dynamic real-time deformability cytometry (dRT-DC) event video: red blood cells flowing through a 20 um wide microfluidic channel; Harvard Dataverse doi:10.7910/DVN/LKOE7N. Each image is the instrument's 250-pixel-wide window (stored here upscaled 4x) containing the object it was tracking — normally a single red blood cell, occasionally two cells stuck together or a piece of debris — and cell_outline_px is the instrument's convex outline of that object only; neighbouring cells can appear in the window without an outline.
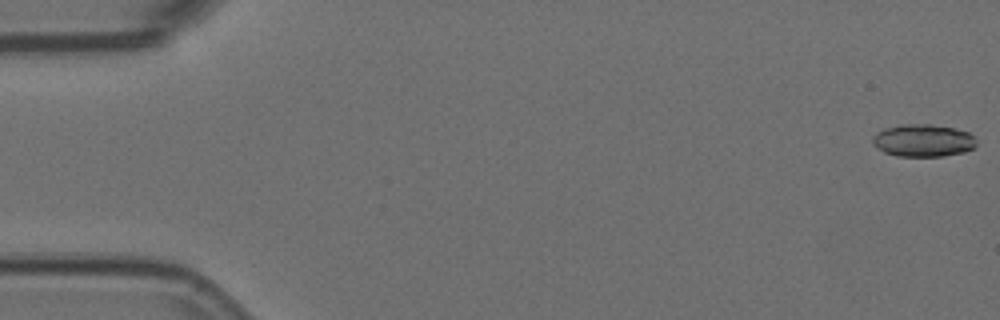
{"species": "Egyptian fruit bat (a non-hibernating species)", "species_latin": "Rousettus aegyptiacus", "temperature_condition": "room temperature", "stored_images_in_passage": 55, "camera_frame_rate_fps": 3000, "um_per_image_px": 0.085, "animal": {"sex": "female"}, "frame": {"image": 1, "passage_image": 1, "time_ms": 0.0, "image_size_px": [1000, 320], "cell_outline_px": [[976, 144], [972, 148], [964, 152], [944, 156], [896, 156], [884, 152], [872, 144], [872, 136], [876, 132], [884, 128], [900, 124], [928, 124], [952, 128], [968, 132], [976, 140]], "centroid_in_image_um": [78.42, 11.94], "position_along_channel_um": 6.6, "area_um2": 19.65}}
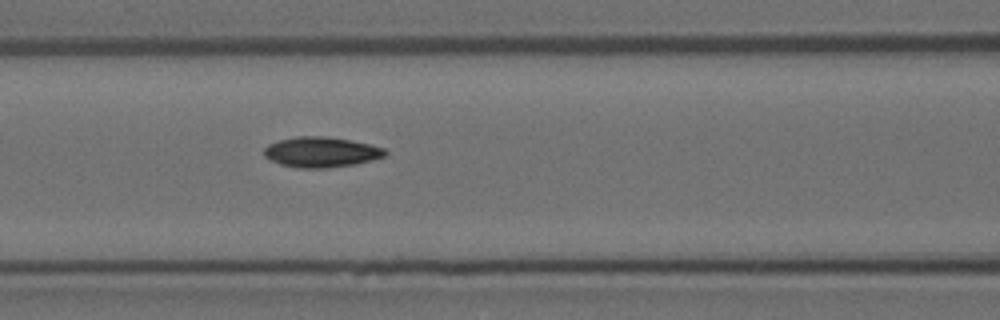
{"frame": {"image": 2, "passage_image": 24, "time_ms": 7.667, "image_size_px": [1000, 320], "cell_outline_px": [[388, 152], [384, 156], [372, 160], [356, 164], [328, 168], [296, 168], [280, 164], [264, 156], [264, 148], [268, 144], [280, 140], [296, 136], [324, 136], [348, 140], [368, 144], [384, 148]], "centroid_in_image_um": [27.29, 12.93], "position_along_channel_um": 139.3, "area_um2": 21.33}}
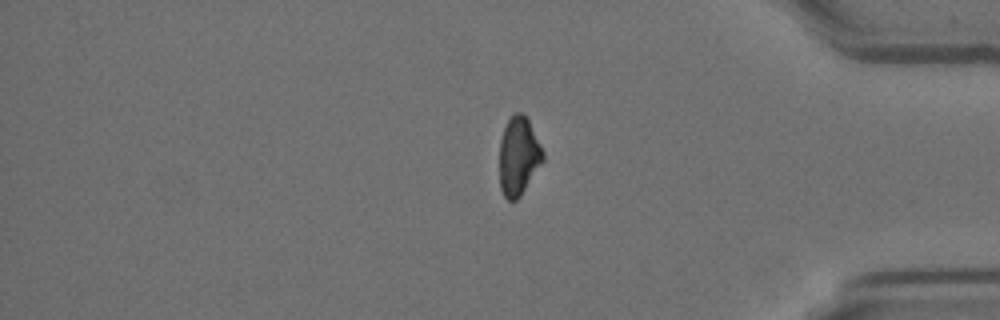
{"frame": {"image": 3, "passage_image": 47, "time_ms": 15.333, "image_size_px": [1000, 320], "cell_outline_px": [[544, 160], [520, 196], [516, 200], [508, 200], [504, 196], [500, 188], [500, 140], [504, 128], [512, 112], [520, 112], [528, 120], [544, 152]], "centroid_in_image_um": [44.07, 13.27], "position_along_channel_um": 391.1, "area_um2": 19.71}, "authors_computed_cell_mechanics": {"area_um2": 20.4034, "velocity_mm_per_s": 3.6079, "shape_relaxation_time_tau1_ms": 6.9807, "shape_relaxation_time_tau2_ms": 4.7808, "deformation_change_tau1": 0.181, "deformation_change_tau2": 0.0973}}